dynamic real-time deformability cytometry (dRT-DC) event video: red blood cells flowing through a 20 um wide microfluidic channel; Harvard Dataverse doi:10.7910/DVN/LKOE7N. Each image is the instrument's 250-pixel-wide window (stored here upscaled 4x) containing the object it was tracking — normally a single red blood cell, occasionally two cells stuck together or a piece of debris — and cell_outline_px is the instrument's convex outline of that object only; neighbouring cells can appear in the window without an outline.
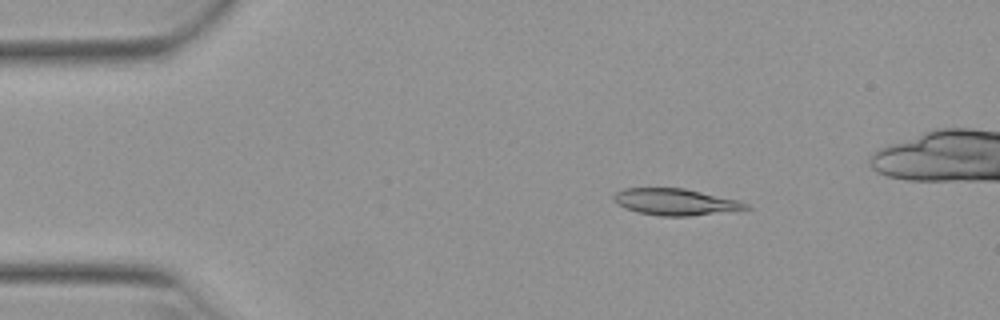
{"species": "Egyptian fruit bat (a non-hibernating species)", "species_latin": "Rousettus aegyptiacus", "temperature_condition": "warm", "stored_images_in_passage": 22, "camera_frame_rate_fps": 3000, "um_per_image_px": 0.085, "animal": {"sex": "female"}, "frame": {"image": 1, "passage_image": 8, "time_ms": 2.333, "image_size_px": [1000, 320], "cell_outline_px": [[752, 208], [688, 216], [660, 216], [636, 212], [624, 208], [616, 204], [612, 200], [612, 196], [616, 192], [624, 188], [684, 188], [736, 200], [748, 204]], "centroid_in_image_um": [57.31, 17.16], "position_along_channel_um": 27.7, "area_um2": 20.35}}
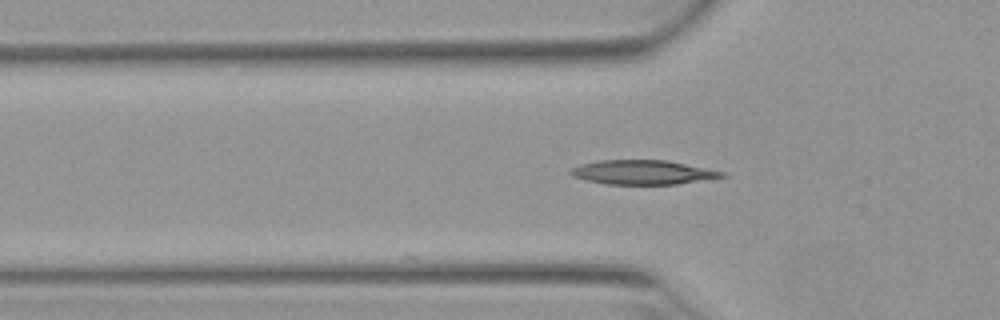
{"frame": {"image": 2, "passage_image": 16, "time_ms": 5.0, "image_size_px": [1000, 320], "cell_outline_px": [[728, 176], [676, 184], [608, 184], [588, 180], [572, 176], [568, 172], [572, 168], [580, 164], [596, 160], [668, 160], [724, 172]], "centroid_in_image_um": [54.61, 14.63], "position_along_channel_um": 71.2, "area_um2": 21.27}}
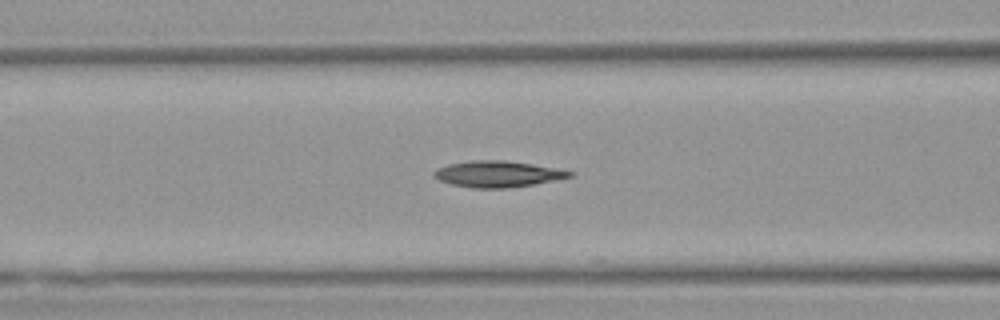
{"frame": {"image": 3, "passage_image": 20, "time_ms": 6.333, "image_size_px": [1000, 320], "cell_outline_px": [[576, 172], [572, 176], [532, 184], [508, 188], [472, 188], [452, 184], [440, 180], [432, 176], [432, 172], [436, 168], [448, 164], [472, 160], [504, 160], [532, 164]], "centroid_in_image_um": [42.24, 14.78], "position_along_channel_um": 124.4, "area_um2": 20.58}}